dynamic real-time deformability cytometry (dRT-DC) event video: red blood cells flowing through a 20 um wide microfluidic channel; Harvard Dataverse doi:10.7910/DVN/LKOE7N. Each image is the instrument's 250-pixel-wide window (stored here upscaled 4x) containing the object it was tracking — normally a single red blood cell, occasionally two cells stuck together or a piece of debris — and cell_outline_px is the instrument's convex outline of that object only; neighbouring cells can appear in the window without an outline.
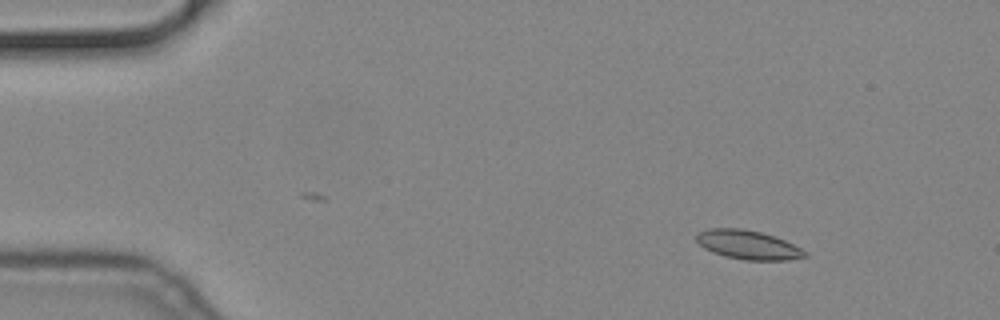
{"species": "common noctule bat (a hibernating species)", "species_latin": "Nyctalus noctula", "temperature_condition": "cold", "stored_images_in_passage": 58, "camera_frame_rate_fps": 3000, "um_per_image_px": 0.085, "animal": {"sex": "male", "body_mass_g": 19.2, "forearm_length_mm": 51.8}, "frame": {"image": 1, "passage_image": 8, "time_ms": 2.333, "image_size_px": [1000, 320], "cell_outline_px": [[808, 256], [788, 260], [744, 260], [724, 256], [712, 252], [704, 248], [696, 240], [696, 236], [700, 232], [708, 228], [740, 228], [760, 232], [784, 240], [808, 252]], "centroid_in_image_um": [63.58, 20.82], "position_along_channel_um": 21.4, "area_um2": 18.21}}
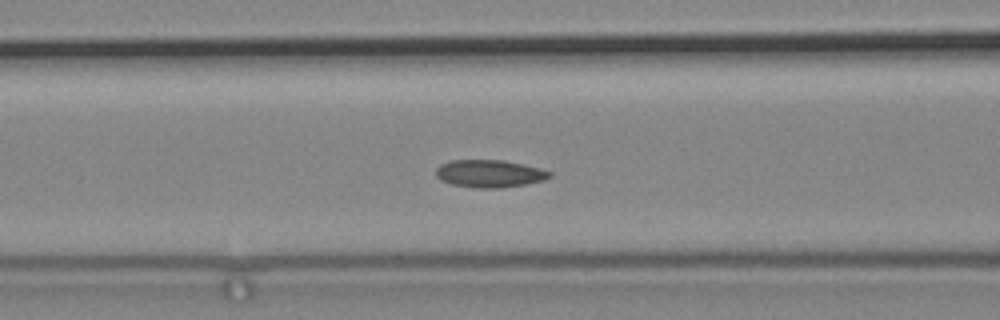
{"frame": {"image": 2, "passage_image": 24, "time_ms": 7.667, "image_size_px": [1000, 320], "cell_outline_px": [[552, 176], [544, 180], [528, 184], [496, 188], [472, 188], [452, 184], [440, 180], [436, 176], [436, 168], [440, 164], [452, 160], [504, 160], [524, 164], [540, 168], [552, 172]], "centroid_in_image_um": [41.62, 14.76], "position_along_channel_um": 125.0, "area_um2": 18.44}}
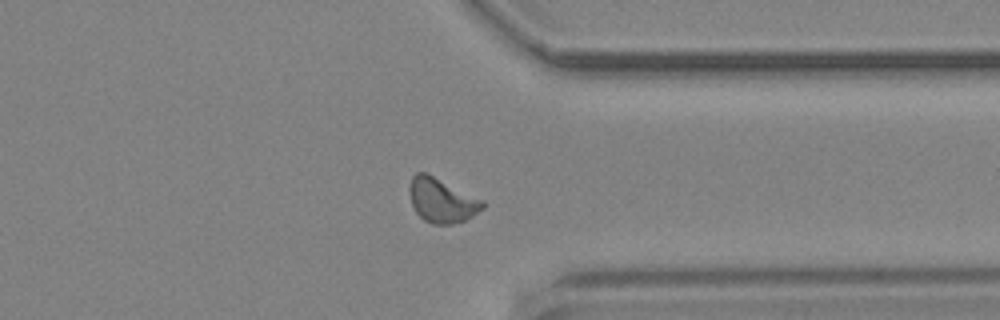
{"frame": {"image": 3, "passage_image": 45, "time_ms": 14.667, "image_size_px": [1000, 320], "cell_outline_px": [[484, 208], [472, 216], [464, 220], [452, 224], [432, 224], [424, 220], [416, 212], [412, 204], [408, 192], [408, 188], [412, 176], [416, 172], [424, 172], [484, 200]], "centroid_in_image_um": [37.53, 17.03], "position_along_channel_um": 373.9, "area_um2": 18.79}}